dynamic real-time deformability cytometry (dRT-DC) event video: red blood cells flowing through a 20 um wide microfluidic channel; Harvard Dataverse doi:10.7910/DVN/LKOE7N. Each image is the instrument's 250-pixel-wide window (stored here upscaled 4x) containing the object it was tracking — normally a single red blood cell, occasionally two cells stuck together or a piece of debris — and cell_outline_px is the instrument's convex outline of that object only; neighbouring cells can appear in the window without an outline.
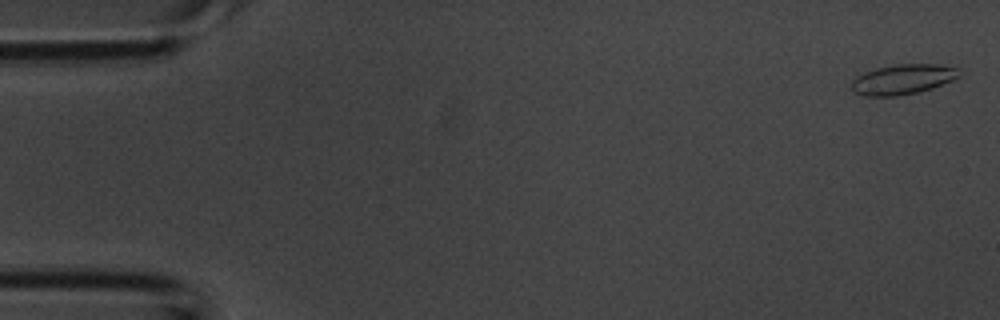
{"species": "common noctule bat (a hibernating species)", "species_latin": "Nyctalus noctula", "temperature_condition": "room temperature", "stored_images_in_passage": 43, "camera_frame_rate_fps": 3000, "um_per_image_px": 0.085, "animal": {"sex": "male", "body_mass_g": 20.1, "forearm_length_mm": 53.5}, "frame": {"image": 1, "passage_image": 1, "time_ms": 0.0, "image_size_px": [1000, 320], "cell_outline_px": [[960, 76], [952, 80], [932, 88], [916, 92], [896, 96], [864, 96], [856, 92], [852, 88], [852, 80], [864, 72], [876, 68], [896, 64], [940, 64], [956, 68]], "centroid_in_image_um": [76.73, 6.74], "position_along_channel_um": 8.3, "area_um2": 18.61}}
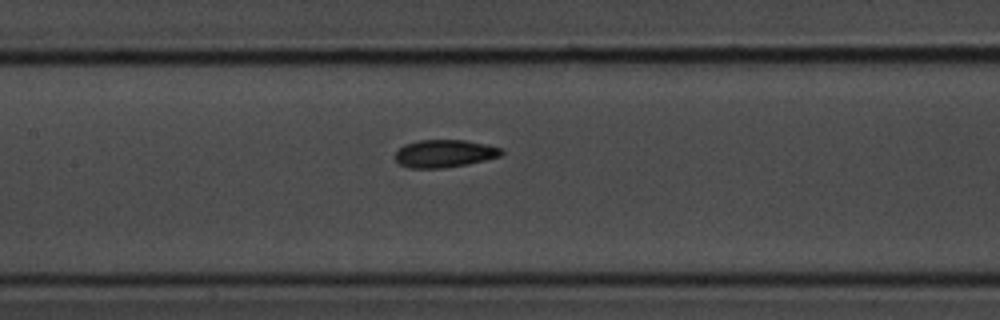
{"frame": {"image": 2, "passage_image": 20, "time_ms": 6.333, "image_size_px": [1000, 320], "cell_outline_px": [[504, 152], [500, 156], [484, 160], [444, 168], [408, 168], [400, 164], [396, 160], [396, 152], [404, 144], [420, 140], [464, 140], [484, 144], [500, 148]], "centroid_in_image_um": [37.75, 13.05], "position_along_channel_um": 169.7, "area_um2": 16.88}}
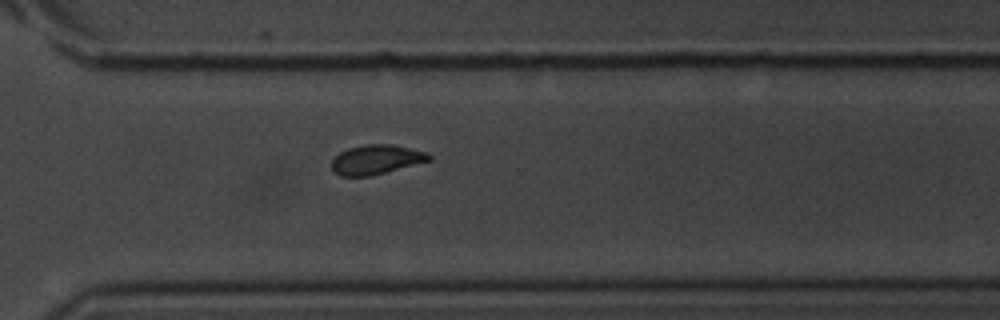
{"frame": {"image": 3, "passage_image": 31, "time_ms": 10.0, "image_size_px": [1000, 320], "cell_outline_px": [[432, 160], [372, 176], [340, 176], [332, 168], [332, 160], [340, 152], [348, 148], [368, 144], [392, 144], [428, 152], [432, 156]], "centroid_in_image_um": [32.02, 13.56], "position_along_channel_um": 338.6, "area_um2": 16.76}}